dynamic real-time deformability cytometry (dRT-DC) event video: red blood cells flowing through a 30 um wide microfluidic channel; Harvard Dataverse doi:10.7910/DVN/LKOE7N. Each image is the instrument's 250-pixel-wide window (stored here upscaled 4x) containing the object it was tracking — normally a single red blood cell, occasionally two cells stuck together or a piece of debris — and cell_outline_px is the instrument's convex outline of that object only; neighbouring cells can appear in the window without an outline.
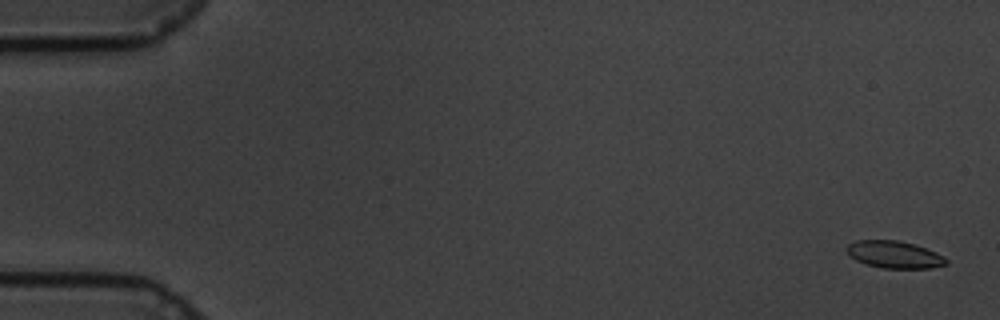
{"species": "common noctule bat (a hibernating species)", "species_latin": "Nyctalus noctula", "temperature_condition": "cold", "stored_images_in_passage": 60, "camera_frame_rate_fps": 3000, "um_per_image_px": 0.085, "animal": {"sex": "male", "body_mass_g": 19.5, "forearm_length_mm": 54.6}, "frame": {"image": 1, "passage_image": 2, "time_ms": 0.333, "image_size_px": [1000, 320], "cell_outline_px": [[948, 264], [932, 268], [884, 268], [864, 264], [856, 260], [844, 248], [848, 244], [856, 240], [900, 240], [936, 252], [944, 256], [948, 260]], "centroid_in_image_um": [76.02, 21.64], "position_along_channel_um": 9.0, "area_um2": 15.78}}
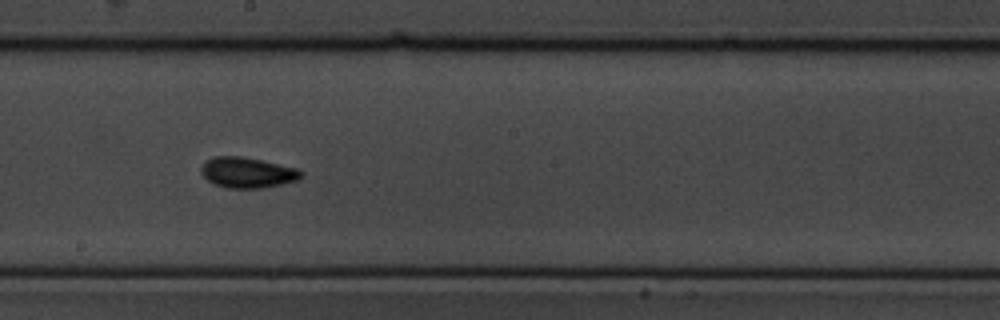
{"frame": {"image": 2, "passage_image": 34, "time_ms": 11.0, "image_size_px": [1000, 320], "cell_outline_px": [[304, 176], [300, 180], [264, 188], [228, 188], [216, 184], [208, 180], [200, 172], [200, 168], [208, 160], [216, 156], [240, 156], [260, 160], [296, 168], [304, 172]], "centroid_in_image_um": [21.08, 14.68], "position_along_channel_um": 227.1, "area_um2": 17.74}}
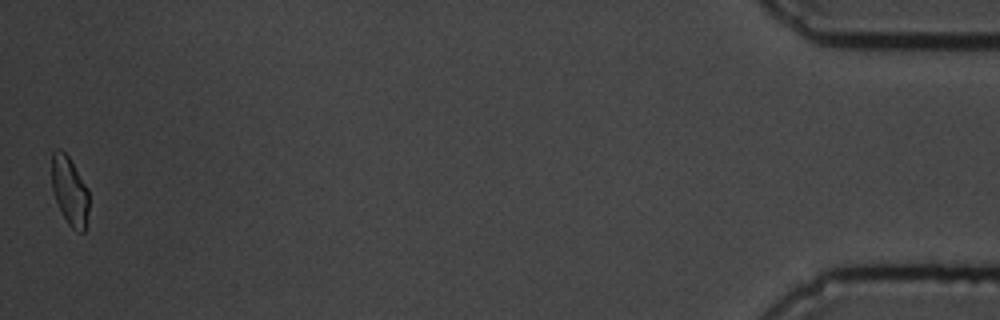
{"frame": {"image": 3, "passage_image": 60, "time_ms": 19.667, "image_size_px": [1000, 320], "cell_outline_px": [[88, 212], [84, 232], [80, 232], [72, 228], [68, 224], [56, 200], [52, 188], [52, 152], [56, 148], [60, 148], [68, 156], [88, 188]], "centroid_in_image_um": [5.92, 16.2], "position_along_channel_um": 429.3, "area_um2": 14.68}, "authors_computed_cell_mechanics": {"area_um2": 16.0973, "velocity_mm_per_s": 3.367, "shape_relaxation_time_tau1_ms": 2.6902, "shape_relaxation_time_tau2_ms": 3.2008, "deformation_change_tau1": 0.0877, "deformation_change_tau2": 0.0693}}